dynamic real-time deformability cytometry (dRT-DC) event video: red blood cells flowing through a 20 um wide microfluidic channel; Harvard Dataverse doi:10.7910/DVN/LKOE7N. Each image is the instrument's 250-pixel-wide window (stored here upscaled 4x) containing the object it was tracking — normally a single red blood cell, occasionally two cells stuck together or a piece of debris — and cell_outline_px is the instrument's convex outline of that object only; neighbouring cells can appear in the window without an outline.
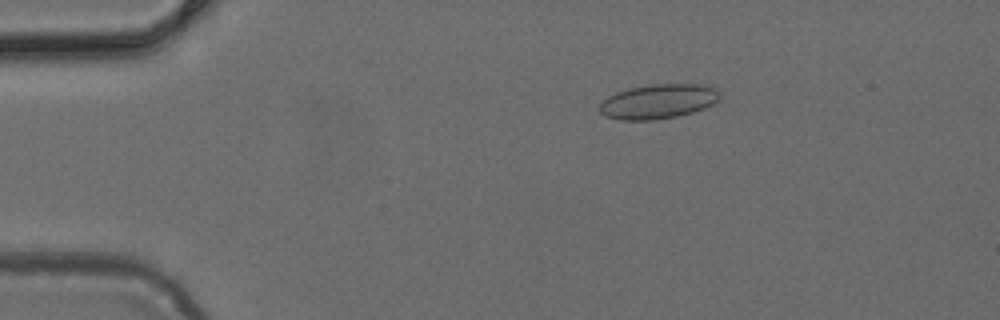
{"species": "common noctule bat (a hibernating species)", "species_latin": "Nyctalus noctula", "temperature_condition": "cold", "stored_images_in_passage": 3, "camera_frame_rate_fps": 3000, "um_per_image_px": 0.085, "animal": {"sex": "female", "body_mass_g": 24.6, "forearm_length_mm": 56.2}, "frame": {"image": 1, "passage_image": 3, "time_ms": 0.667, "image_size_px": [1000, 320], "cell_outline_px": [[720, 100], [704, 108], [692, 112], [676, 116], [656, 120], [620, 120], [608, 116], [600, 112], [600, 104], [608, 96], [616, 92], [628, 88], [652, 84], [704, 84], [720, 88]], "centroid_in_image_um": [56.01, 8.61], "position_along_channel_um": 29.0, "area_um2": 24.39}}